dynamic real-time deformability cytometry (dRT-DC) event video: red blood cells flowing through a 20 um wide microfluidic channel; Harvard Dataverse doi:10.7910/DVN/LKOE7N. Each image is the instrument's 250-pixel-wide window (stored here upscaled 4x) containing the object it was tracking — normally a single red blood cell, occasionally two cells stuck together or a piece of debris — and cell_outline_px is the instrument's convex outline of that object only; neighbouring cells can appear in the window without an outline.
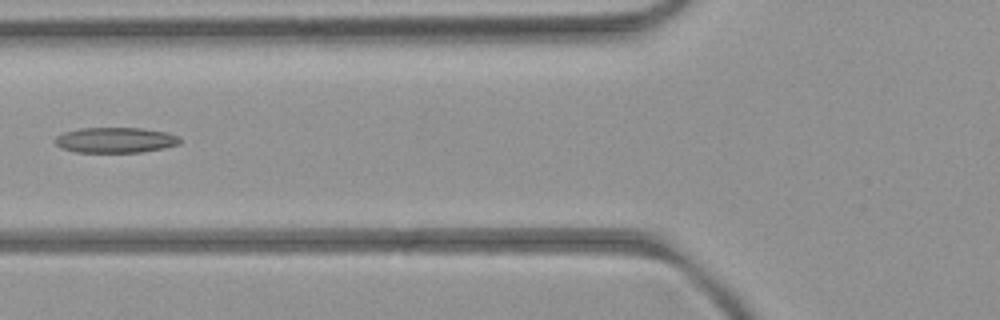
{"species": "common noctule bat (a hibernating species)", "species_latin": "Nyctalus noctula", "temperature_condition": "room temperature", "stored_images_in_passage": 5, "camera_frame_rate_fps": 3000, "um_per_image_px": 0.085, "animal": {"sex": "female", "body_mass_g": 21.9}, "frame": {"image": 1, "passage_image": 4, "time_ms": 3.667, "image_size_px": [1000, 320], "cell_outline_px": [[180, 144], [164, 148], [140, 152], [76, 152], [60, 148], [52, 140], [56, 136], [64, 132], [80, 128], [140, 128], [168, 132], [180, 136]], "centroid_in_image_um": [9.8, 11.9], "position_along_channel_um": 116.0, "area_um2": 18.67}}
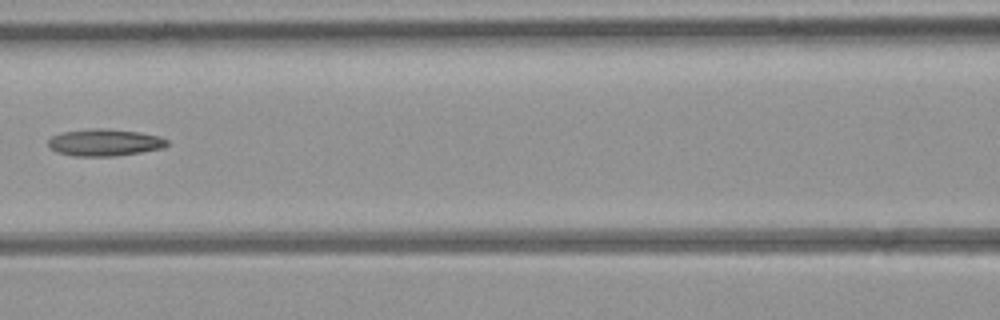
{"frame": {"image": 2, "passage_image": 5, "time_ms": 4.667, "image_size_px": [1000, 320], "cell_outline_px": [[168, 144], [164, 148], [116, 156], [72, 156], [56, 152], [48, 144], [48, 140], [52, 136], [64, 132], [96, 128], [104, 128], [140, 132], [160, 136], [168, 140]], "centroid_in_image_um": [8.92, 12.11], "position_along_channel_um": 157.7, "area_um2": 18.67}}